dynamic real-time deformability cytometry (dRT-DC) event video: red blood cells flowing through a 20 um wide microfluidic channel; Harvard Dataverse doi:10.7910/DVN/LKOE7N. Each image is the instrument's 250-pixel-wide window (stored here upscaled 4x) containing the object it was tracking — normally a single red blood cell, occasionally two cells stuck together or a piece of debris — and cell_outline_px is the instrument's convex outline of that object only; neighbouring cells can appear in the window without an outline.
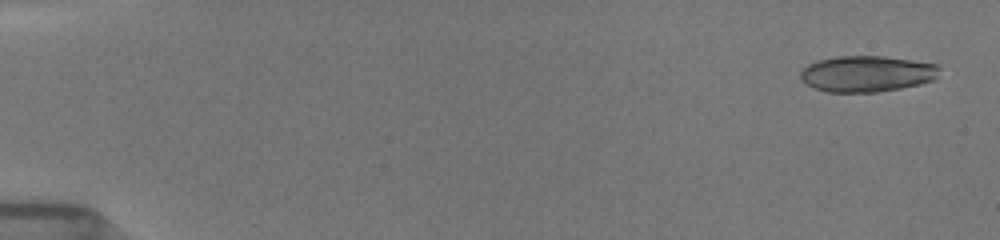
{"species": "common noctule bat (a hibernating species)", "species_latin": "Nyctalus noctula", "temperature_condition": "room temperature", "stored_images_in_passage": 16, "camera_frame_rate_fps": 3000, "um_per_image_px": 0.085, "animal": {"sex": "female", "body_mass_g": 19.5, "forearm_length_mm": 54.1}, "frame": {"image": 1, "passage_image": 1, "time_ms": 0.0, "image_size_px": [1000, 240], "cell_outline_px": [[940, 68], [936, 80], [920, 84], [900, 88], [876, 92], [828, 92], [812, 88], [800, 76], [800, 72], [808, 64], [816, 60], [836, 56], [884, 56], [940, 64]], "centroid_in_image_um": [73.72, 6.26], "position_along_channel_um": 11.3, "area_um2": 29.48}}
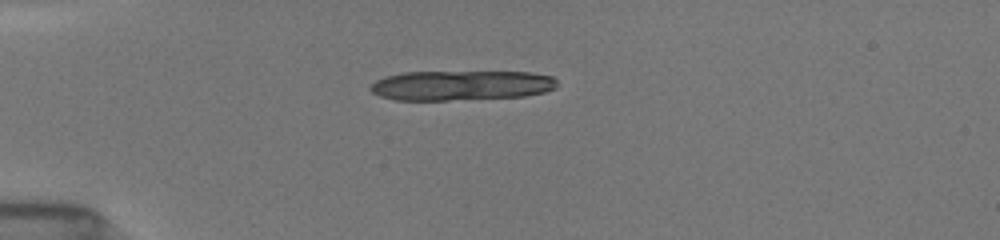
{"frame": {"image": 2, "passage_image": 12, "time_ms": 4.0, "image_size_px": [1000, 240], "cell_outline_px": [[556, 88], [544, 92], [524, 96], [448, 100], [396, 100], [380, 96], [372, 92], [368, 88], [376, 80], [384, 76], [404, 72], [532, 72], [552, 76], [556, 80]], "centroid_in_image_um": [39.18, 7.25], "position_along_channel_um": 45.8, "area_um2": 32.54}}